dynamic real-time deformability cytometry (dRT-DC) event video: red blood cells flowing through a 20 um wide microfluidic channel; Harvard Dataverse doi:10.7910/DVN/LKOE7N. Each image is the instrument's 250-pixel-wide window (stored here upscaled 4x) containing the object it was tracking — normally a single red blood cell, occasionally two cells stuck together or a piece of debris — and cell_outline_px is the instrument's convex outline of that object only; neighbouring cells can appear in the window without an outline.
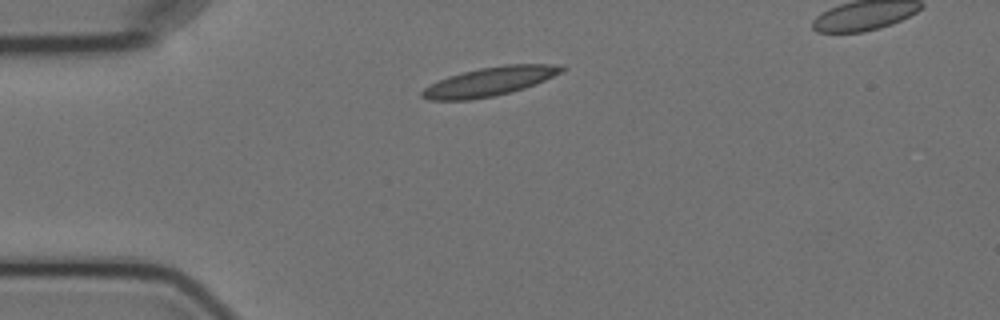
{"species": "Egyptian fruit bat (a non-hibernating species)", "species_latin": "Rousettus aegyptiacus", "temperature_condition": "cold", "stored_images_in_passage": 2, "segment_of_instrument_passage": [1, 2], "camera_frame_rate_fps": 3000, "um_per_image_px": 0.085, "animal": {"sex": "female"}, "frame": {"image": 1, "passage_image": 1, "time_ms": 0.0, "image_size_px": [1000, 320], "cell_outline_px": [[568, 68], [536, 84], [512, 92], [496, 96], [472, 100], [428, 100], [420, 96], [420, 92], [424, 88], [448, 76], [480, 68], [504, 64], [564, 64]], "centroid_in_image_um": [41.64, 6.93], "position_along_channel_um": 43.4, "area_um2": 23.58}}